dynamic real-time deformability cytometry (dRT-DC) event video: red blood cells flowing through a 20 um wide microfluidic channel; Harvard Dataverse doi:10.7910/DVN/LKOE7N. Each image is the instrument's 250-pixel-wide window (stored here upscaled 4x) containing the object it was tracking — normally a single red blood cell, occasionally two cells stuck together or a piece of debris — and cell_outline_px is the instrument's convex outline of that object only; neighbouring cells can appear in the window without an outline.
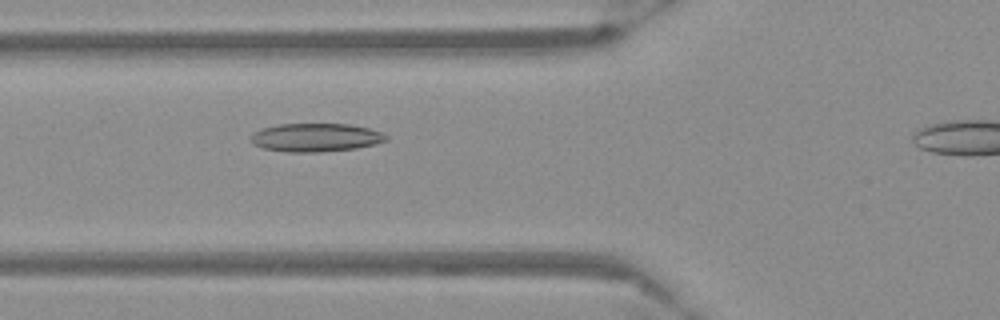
{"species": "Egyptian fruit bat (a non-hibernating species)", "species_latin": "Rousettus aegyptiacus", "temperature_condition": "warm", "stored_images_in_passage": 41, "camera_frame_rate_fps": 3000, "um_per_image_px": 0.085, "frame": {"image": 1, "passage_image": 13, "time_ms": 4.0, "image_size_px": [1000, 320], "cell_outline_px": [[388, 140], [376, 144], [356, 148], [320, 152], [288, 152], [264, 148], [252, 144], [248, 140], [248, 136], [252, 132], [260, 128], [280, 124], [348, 124], [368, 128], [380, 132], [388, 136]], "centroid_in_image_um": [26.77, 11.69], "position_along_channel_um": 99.0, "area_um2": 22.6}}
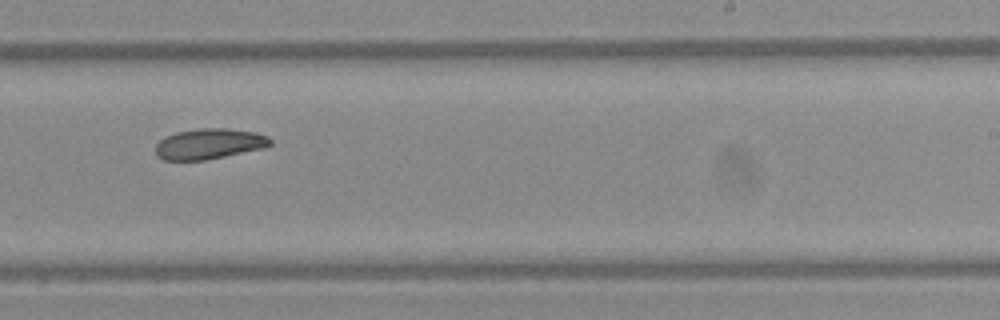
{"frame": {"image": 2, "passage_image": 27, "time_ms": 8.667, "image_size_px": [1000, 320], "cell_outline_px": [[272, 144], [264, 148], [208, 160], [164, 160], [156, 156], [156, 144], [164, 136], [176, 132], [196, 128], [228, 128], [256, 132], [268, 136], [272, 140]], "centroid_in_image_um": [17.79, 12.22], "position_along_channel_um": 271.2, "area_um2": 20.75}}
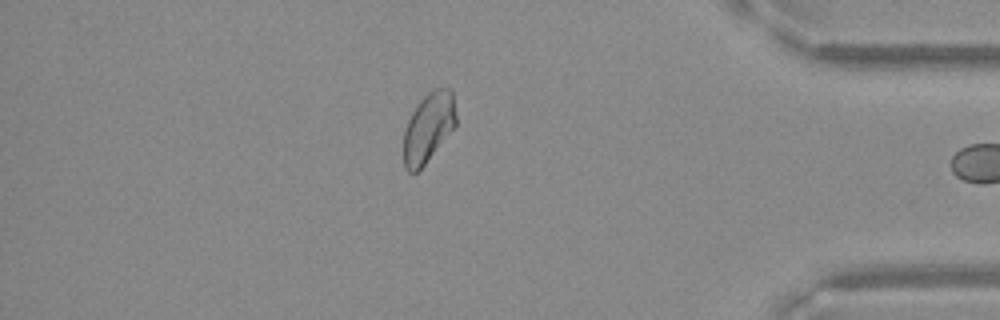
{"frame": {"image": 3, "passage_image": 40, "time_ms": 13.0, "image_size_px": [1000, 320], "cell_outline_px": [[456, 124], [424, 164], [416, 172], [408, 172], [404, 168], [404, 128], [416, 104], [432, 88], [448, 88], [452, 92], [456, 116]], "centroid_in_image_um": [36.39, 10.81], "position_along_channel_um": 398.8, "area_um2": 20.92}}